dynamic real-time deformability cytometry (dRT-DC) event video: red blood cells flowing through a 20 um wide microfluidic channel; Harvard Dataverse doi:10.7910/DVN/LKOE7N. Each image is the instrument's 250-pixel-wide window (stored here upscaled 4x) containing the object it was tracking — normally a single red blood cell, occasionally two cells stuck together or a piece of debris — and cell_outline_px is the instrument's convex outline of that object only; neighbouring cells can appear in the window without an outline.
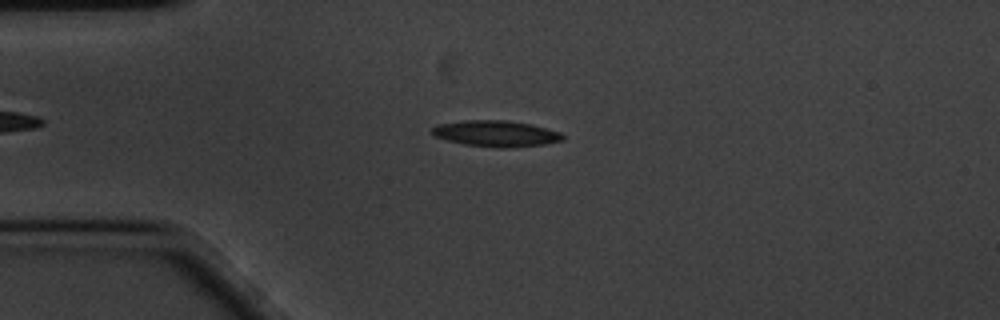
{"species": "common noctule bat (a hibernating species)", "species_latin": "Nyctalus noctula", "temperature_condition": "cold", "stored_images_in_passage": 53, "camera_frame_rate_fps": 3000, "um_per_image_px": 0.085, "animal": {"sex": "male", "body_mass_g": 20.1, "forearm_length_mm": 53.5}, "frame": {"image": 1, "passage_image": 13, "time_ms": 4.0, "image_size_px": [1000, 320], "cell_outline_px": [[564, 140], [544, 144], [504, 148], [500, 148], [464, 144], [448, 140], [436, 136], [432, 132], [432, 128], [436, 124], [464, 120], [508, 120], [532, 124], [560, 132], [564, 136]], "centroid_in_image_um": [42.17, 11.34], "position_along_channel_um": 42.8, "area_um2": 19.83}}
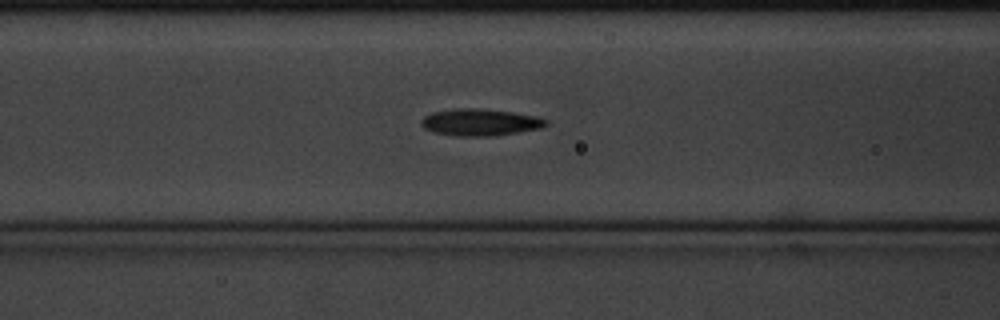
{"frame": {"image": 2, "passage_image": 22, "time_ms": 7.0, "image_size_px": [1000, 320], "cell_outline_px": [[548, 124], [540, 128], [516, 132], [488, 136], [456, 136], [436, 132], [424, 128], [420, 124], [420, 120], [424, 116], [432, 112], [456, 108], [480, 108], [512, 112], [536, 116], [548, 120]], "centroid_in_image_um": [40.78, 10.38], "position_along_channel_um": 125.8, "area_um2": 19.42}}
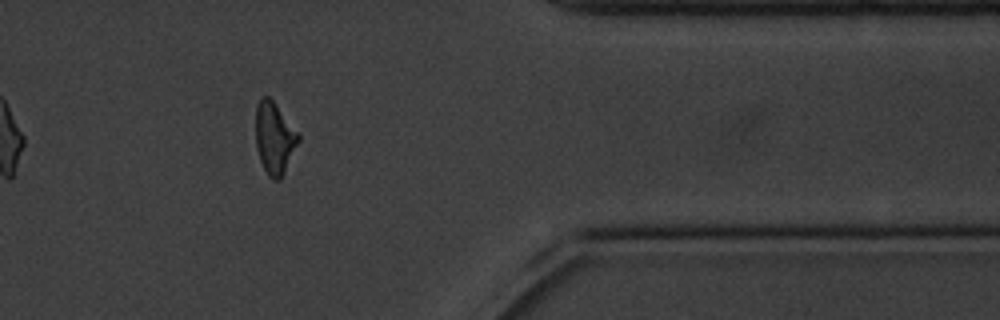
{"frame": {"image": 3, "passage_image": 47, "time_ms": 15.333, "image_size_px": [1000, 320], "cell_outline_px": [[300, 140], [280, 180], [272, 180], [268, 176], [260, 160], [256, 148], [256, 108], [260, 100], [264, 96], [268, 96], [272, 100], [300, 132]], "centroid_in_image_um": [23.35, 11.74], "position_along_channel_um": 388.1, "area_um2": 17.92}, "authors_computed_cell_mechanics": {"area_um2": 18.6694, "velocity_mm_per_s": 3.3753, "shape_relaxation_time_tau1_ms": 2.7508, "shape_relaxation_time_tau2_ms": 2.642, "deformation_change_tau1": 0.1258, "deformation_change_tau2": 0.0935}}